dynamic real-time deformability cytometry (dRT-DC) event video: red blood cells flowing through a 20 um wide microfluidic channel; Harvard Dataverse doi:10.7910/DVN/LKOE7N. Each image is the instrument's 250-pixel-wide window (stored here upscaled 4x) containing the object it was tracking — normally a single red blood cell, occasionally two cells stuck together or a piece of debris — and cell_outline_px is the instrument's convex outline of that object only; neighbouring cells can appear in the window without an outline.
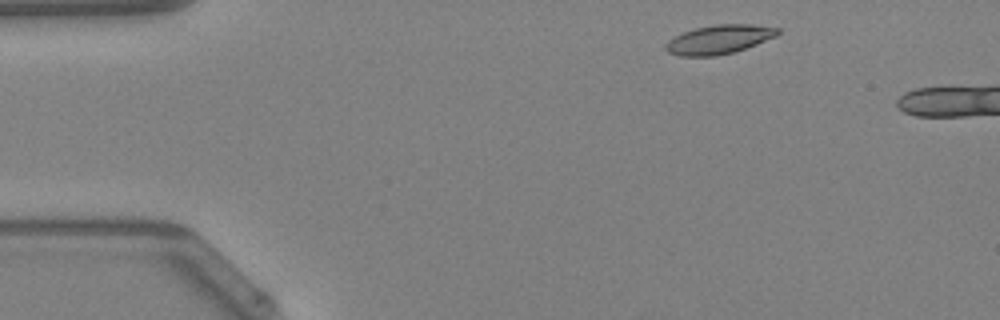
{"species": "Egyptian fruit bat (a non-hibernating species)", "species_latin": "Rousettus aegyptiacus", "temperature_condition": "warm", "stored_images_in_passage": 41, "camera_frame_rate_fps": 3000, "um_per_image_px": 0.085, "animal": {"sex": "female"}, "frame": {"image": 1, "passage_image": 4, "time_ms": 1.0, "image_size_px": [1000, 320], "cell_outline_px": [[780, 32], [776, 36], [756, 44], [732, 52], [716, 56], [680, 56], [668, 52], [664, 48], [664, 44], [668, 40], [684, 32], [696, 28], [716, 24], [752, 24], [780, 28]], "centroid_in_image_um": [61.11, 3.35], "position_along_channel_um": 23.9, "area_um2": 18.79}}
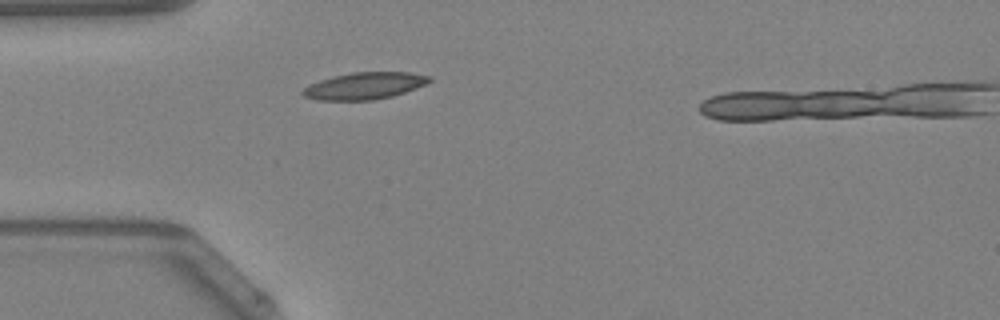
{"frame": {"image": 2, "passage_image": 11, "time_ms": 3.333, "image_size_px": [1000, 320], "cell_outline_px": [[432, 80], [416, 88], [392, 96], [372, 100], [320, 100], [304, 96], [300, 92], [308, 84], [332, 76], [352, 72], [408, 72], [432, 76]], "centroid_in_image_um": [30.97, 7.29], "position_along_channel_um": 54.0, "area_um2": 19.83}}
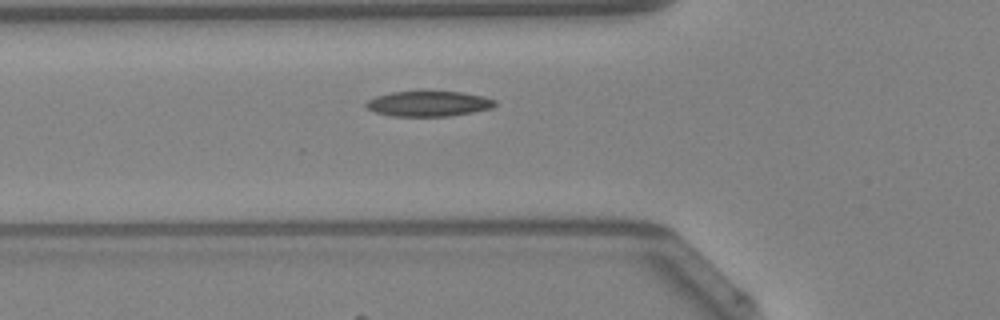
{"frame": {"image": 3, "passage_image": 14, "time_ms": 4.333, "image_size_px": [1000, 320], "cell_outline_px": [[496, 104], [492, 108], [472, 112], [448, 116], [392, 116], [376, 112], [368, 108], [364, 104], [368, 100], [376, 96], [392, 92], [424, 88], [464, 92], [484, 96], [496, 100]], "centroid_in_image_um": [36.44, 8.76], "position_along_channel_um": 89.4, "area_um2": 19.88}}